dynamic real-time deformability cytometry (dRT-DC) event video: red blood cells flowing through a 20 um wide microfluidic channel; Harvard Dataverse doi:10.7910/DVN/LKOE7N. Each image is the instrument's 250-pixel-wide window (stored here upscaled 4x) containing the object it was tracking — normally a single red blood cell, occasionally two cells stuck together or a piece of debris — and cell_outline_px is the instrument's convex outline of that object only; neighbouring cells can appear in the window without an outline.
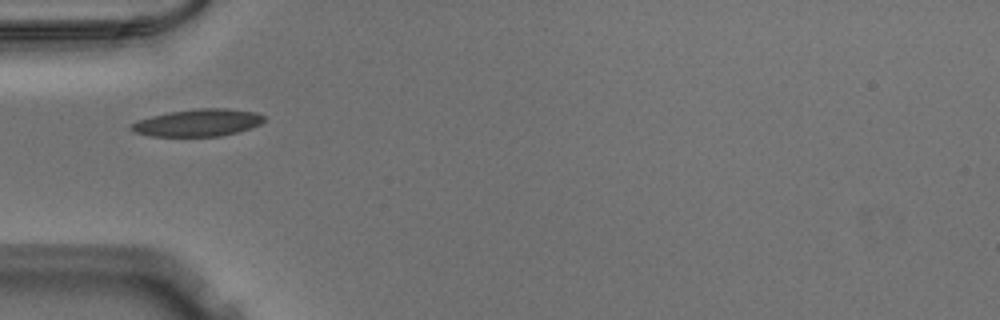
{"species": "Egyptian fruit bat (a non-hibernating species)", "species_latin": "Rousettus aegyptiacus", "temperature_condition": "warm", "stored_images_in_passage": 6, "camera_frame_rate_fps": 3000, "um_per_image_px": 0.085, "animal": {"sex": "male"}, "frame": {"image": 1, "passage_image": 1, "time_ms": 0.0, "image_size_px": [1000, 320], "cell_outline_px": [[264, 120], [260, 124], [252, 128], [220, 136], [152, 136], [136, 132], [128, 128], [128, 124], [136, 120], [168, 112], [196, 108], [228, 108], [256, 112], [264, 116]], "centroid_in_image_um": [16.8, 10.42], "position_along_channel_um": 68.2, "area_um2": 21.21}}
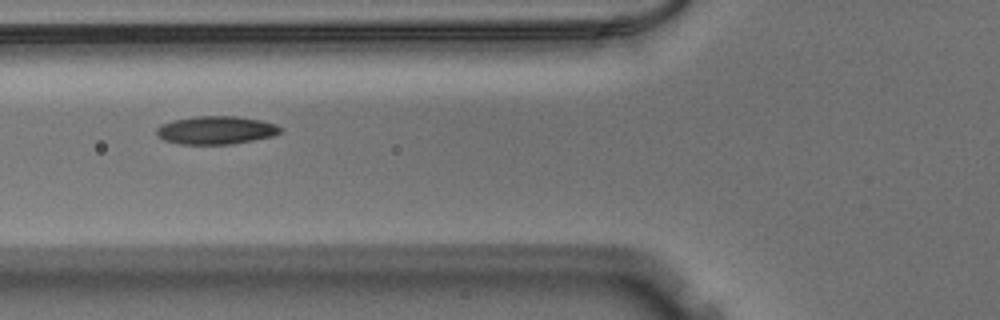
{"frame": {"image": 2, "passage_image": 4, "time_ms": 1.0, "image_size_px": [1000, 320], "cell_outline_px": [[284, 132], [272, 136], [232, 144], [180, 144], [164, 140], [156, 136], [156, 128], [160, 124], [172, 120], [196, 116], [236, 116], [260, 120], [276, 124], [284, 128]], "centroid_in_image_um": [18.36, 11.06], "position_along_channel_um": 107.4, "area_um2": 20.52}}